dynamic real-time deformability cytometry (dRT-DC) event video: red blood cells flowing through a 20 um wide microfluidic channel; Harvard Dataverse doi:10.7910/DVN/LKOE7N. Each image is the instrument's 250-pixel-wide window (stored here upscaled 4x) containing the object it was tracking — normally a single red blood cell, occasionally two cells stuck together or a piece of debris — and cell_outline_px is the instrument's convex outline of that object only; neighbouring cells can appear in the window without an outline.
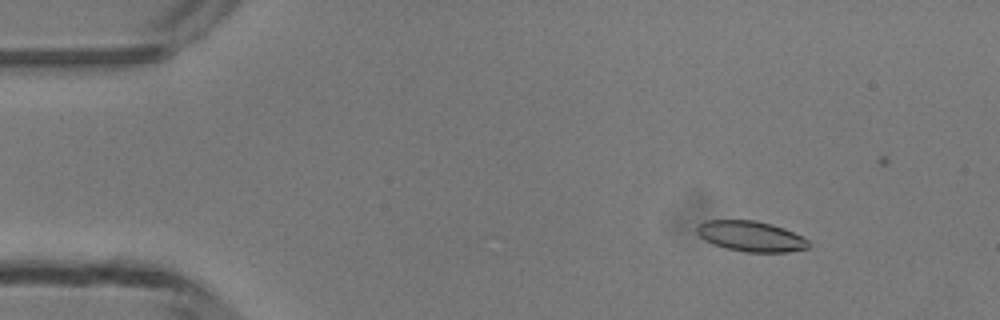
{"species": "common noctule bat (a hibernating species)", "species_latin": "Nyctalus noctula", "temperature_condition": "room temperature", "stored_images_in_passage": 5, "camera_frame_rate_fps": 3000, "um_per_image_px": 0.085, "animal": {"sex": "male", "body_mass_g": 13.3}, "frame": {"image": 1, "passage_image": 2, "time_ms": 2.0, "image_size_px": [1000, 320], "cell_outline_px": [[812, 244], [808, 248], [788, 252], [744, 252], [712, 244], [704, 240], [696, 232], [696, 228], [704, 220], [756, 220], [772, 224], [784, 228], [808, 240]], "centroid_in_image_um": [63.82, 20.08], "position_along_channel_um": 21.2, "area_um2": 19.88}}